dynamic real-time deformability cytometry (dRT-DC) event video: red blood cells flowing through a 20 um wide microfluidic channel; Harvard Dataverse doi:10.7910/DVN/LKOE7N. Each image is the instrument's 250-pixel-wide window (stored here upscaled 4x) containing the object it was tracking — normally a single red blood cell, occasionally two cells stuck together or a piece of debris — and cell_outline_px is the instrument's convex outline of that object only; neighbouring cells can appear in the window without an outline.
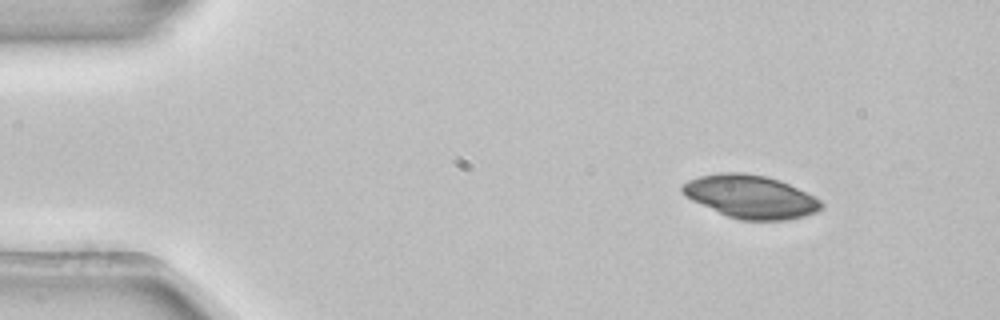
{"species": "common noctule bat (a hibernating species)", "species_latin": "Nyctalus noctula", "temperature_condition": "room temperature", "stored_images_in_passage": 3, "camera_frame_rate_fps": 3000, "um_per_image_px": 0.085, "animal": {"sex": "female", "body_mass_g": 22.7, "forearm_length_mm": 54.2}, "frame": {"image": 1, "passage_image": 1, "time_ms": 0.0, "image_size_px": [1000, 320], "cell_outline_px": [[824, 208], [816, 212], [804, 216], [788, 220], [740, 220], [728, 216], [692, 200], [684, 196], [680, 188], [680, 184], [688, 180], [700, 176], [720, 172], [744, 172], [764, 176], [780, 180], [820, 200], [824, 204]], "centroid_in_image_um": [63.78, 16.71], "position_along_channel_um": 21.2, "area_um2": 34.8}}